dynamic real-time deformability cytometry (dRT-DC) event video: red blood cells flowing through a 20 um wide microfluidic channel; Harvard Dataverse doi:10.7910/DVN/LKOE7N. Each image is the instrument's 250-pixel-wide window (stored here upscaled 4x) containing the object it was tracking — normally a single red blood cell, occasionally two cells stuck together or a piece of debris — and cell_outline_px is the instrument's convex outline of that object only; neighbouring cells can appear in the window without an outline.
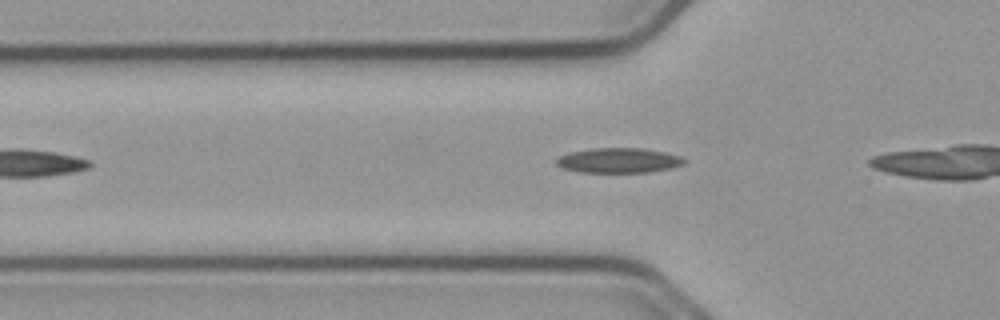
{"species": "common noctule bat (a hibernating species)", "species_latin": "Nyctalus noctula", "temperature_condition": "cold", "stored_images_in_passage": 11, "camera_frame_rate_fps": 3000, "um_per_image_px": 0.085, "animal": {"sex": "male", "body_mass_g": 23.1, "forearm_length_mm": 52.7}, "frame": {"image": 1, "passage_image": 2, "time_ms": 0.333, "image_size_px": [1000, 320], "cell_outline_px": [[688, 160], [684, 164], [668, 168], [648, 172], [580, 172], [560, 168], [556, 164], [556, 160], [560, 156], [572, 152], [592, 148], [640, 148], [664, 152], [680, 156]], "centroid_in_image_um": [52.58, 13.64], "position_along_channel_um": 73.2, "area_um2": 18.44}}
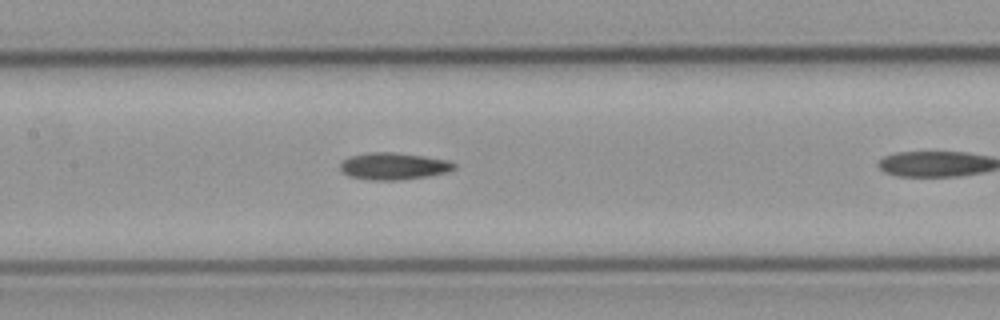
{"frame": {"image": 2, "passage_image": 10, "time_ms": 3.0, "image_size_px": [1000, 320], "cell_outline_px": [[456, 168], [448, 172], [428, 176], [400, 180], [368, 180], [348, 176], [340, 168], [340, 164], [344, 160], [352, 156], [372, 152], [392, 152], [448, 160], [456, 164]], "centroid_in_image_um": [33.47, 14.14], "position_along_channel_um": 173.9, "area_um2": 17.74}}